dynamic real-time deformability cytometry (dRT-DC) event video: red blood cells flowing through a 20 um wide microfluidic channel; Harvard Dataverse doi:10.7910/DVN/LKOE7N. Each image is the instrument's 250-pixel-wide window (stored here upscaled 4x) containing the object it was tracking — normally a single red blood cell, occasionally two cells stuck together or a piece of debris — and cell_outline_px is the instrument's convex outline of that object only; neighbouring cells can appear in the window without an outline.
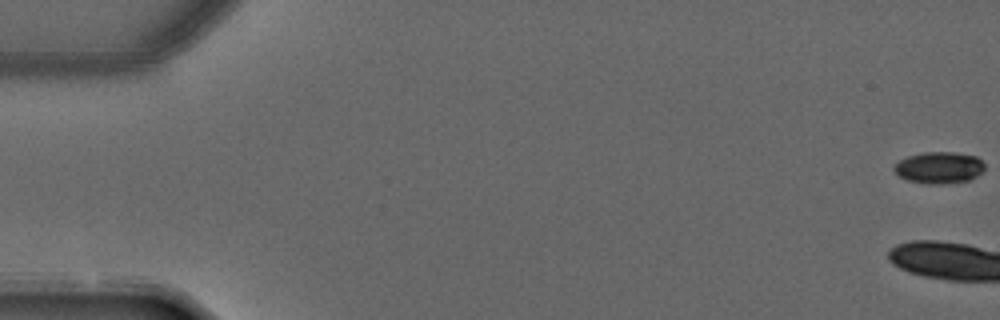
{"species": "common noctule bat (a hibernating species)", "species_latin": "Nyctalus noctula", "temperature_condition": "warm", "stored_images_in_passage": 8, "camera_frame_rate_fps": 3000, "um_per_image_px": 0.085, "animal": {"sex": "male", "forearm_length_mm": 52.5}, "frame": {"image": 1, "passage_image": 1, "time_ms": 0.0, "image_size_px": [1000, 320], "cell_outline_px": [[984, 168], [976, 176], [968, 180], [940, 184], [928, 184], [908, 180], [900, 176], [892, 168], [900, 160], [908, 156], [924, 152], [952, 152], [976, 156], [984, 164]], "centroid_in_image_um": [79.81, 14.24], "position_along_channel_um": 5.2, "area_um2": 16.42}}